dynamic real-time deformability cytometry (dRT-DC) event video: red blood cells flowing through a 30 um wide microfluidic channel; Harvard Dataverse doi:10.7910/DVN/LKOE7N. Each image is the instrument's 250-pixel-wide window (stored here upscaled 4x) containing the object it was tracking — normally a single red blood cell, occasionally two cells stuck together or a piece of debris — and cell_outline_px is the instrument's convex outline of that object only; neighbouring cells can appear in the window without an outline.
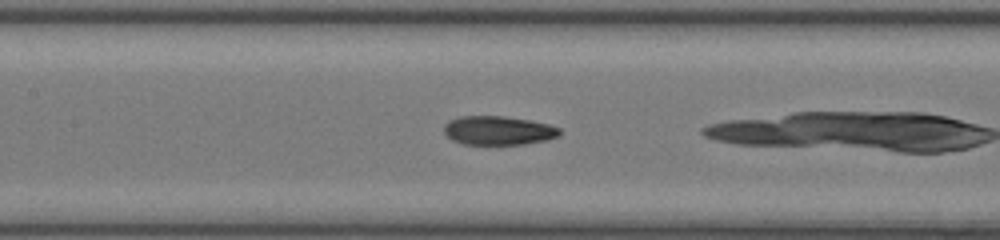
{"species": "common noctule bat (a hibernating species)", "species_latin": "Nyctalus noctula", "temperature_condition": "room temperature", "stored_images_in_passage": 32, "camera_frame_rate_fps": 3000, "um_per_image_px": 0.085, "animal": {"sex": "female", "body_mass_g": 17.0, "forearm_length_mm": 48.0}, "frame": {"image": 1, "passage_image": 19, "time_ms": 6.0, "image_size_px": [1000, 240], "cell_outline_px": [[560, 132], [556, 136], [548, 140], [524, 144], [464, 144], [452, 140], [444, 132], [444, 124], [448, 120], [460, 116], [504, 116], [528, 120], [548, 124], [560, 128]], "centroid_in_image_um": [42.32, 11.09], "position_along_channel_um": 165.1, "area_um2": 19.42}}
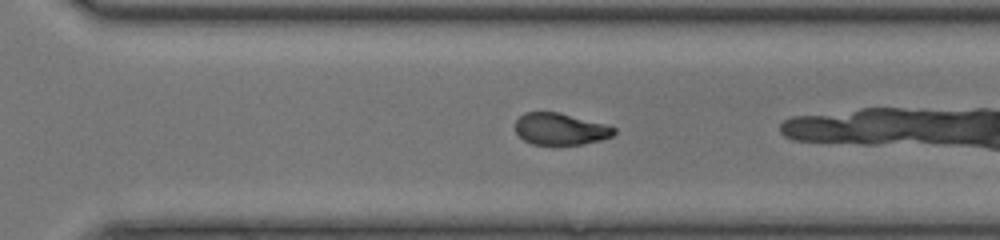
{"frame": {"image": 2, "passage_image": 30, "time_ms": 9.667, "image_size_px": [1000, 240], "cell_outline_px": [[616, 132], [612, 136], [600, 140], [584, 144], [532, 144], [524, 140], [516, 132], [516, 120], [524, 112], [560, 112], [604, 124], [616, 128]], "centroid_in_image_um": [47.63, 10.96], "position_along_channel_um": 323.0, "area_um2": 18.15}}